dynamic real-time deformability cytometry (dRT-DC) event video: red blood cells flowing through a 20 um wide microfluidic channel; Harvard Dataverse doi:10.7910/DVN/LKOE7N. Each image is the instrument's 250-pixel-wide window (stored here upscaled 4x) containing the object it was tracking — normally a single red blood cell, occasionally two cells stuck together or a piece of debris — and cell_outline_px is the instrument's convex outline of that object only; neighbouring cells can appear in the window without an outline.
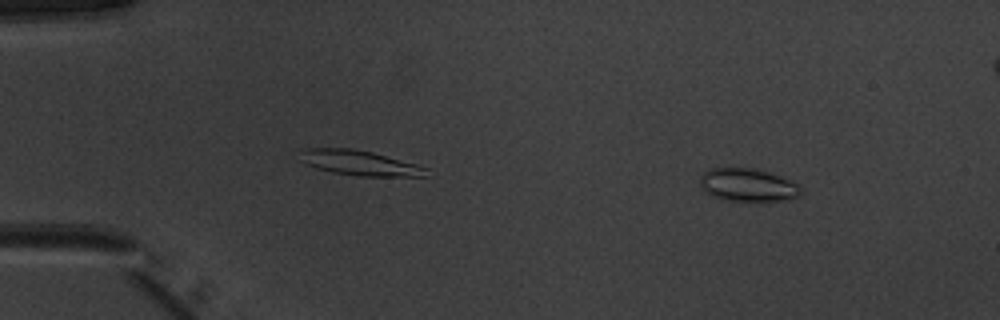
{"species": "common noctule bat (a hibernating species)", "species_latin": "Nyctalus noctula", "temperature_condition": "warm", "stored_images_in_passage": 51, "segment_of_instrument_passage": [1, 2], "camera_frame_rate_fps": 3000, "um_per_image_px": 0.085, "animal": {"sex": "male", "body_mass_g": 20.1, "forearm_length_mm": 53.5}, "frame": {"image": 1, "passage_image": 5, "time_ms": 1.333, "image_size_px": [1000, 320], "cell_outline_px": [[804, 192], [792, 200], [724, 200], [712, 196], [700, 184], [700, 176], [708, 168], [752, 168], [768, 172], [780, 176], [800, 184]], "centroid_in_image_um": [63.62, 15.72], "position_along_channel_um": 21.4, "area_um2": 19.36}}
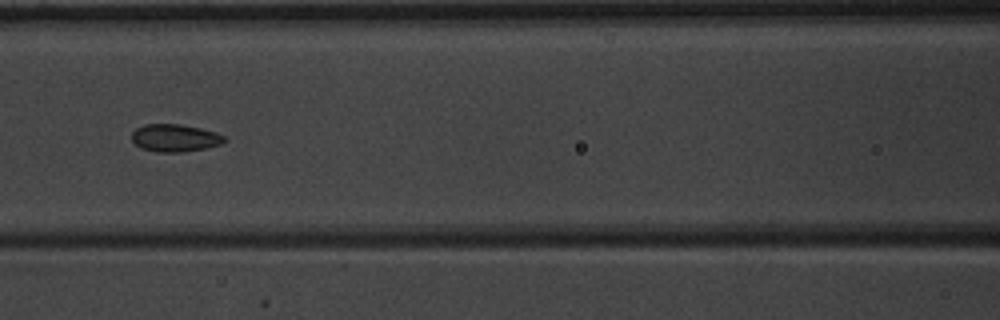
{"frame": {"image": 2, "passage_image": 22, "time_ms": 7.0, "image_size_px": [1000, 320], "cell_outline_px": [[228, 140], [220, 144], [204, 148], [180, 152], [156, 152], [140, 148], [132, 140], [132, 132], [136, 128], [144, 124], [180, 124], [200, 128], [216, 132], [224, 136]], "centroid_in_image_um": [14.85, 11.72], "position_along_channel_um": 151.7, "area_um2": 14.85}}
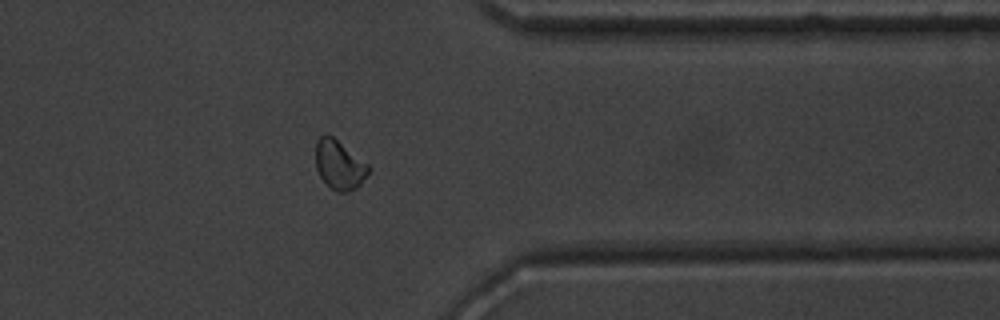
{"frame": {"image": 3, "passage_image": 40, "time_ms": 13.0, "image_size_px": [1000, 320], "cell_outline_px": [[372, 168], [360, 184], [356, 188], [348, 192], [336, 192], [320, 176], [316, 168], [316, 140], [320, 136], [332, 136], [368, 164]], "centroid_in_image_um": [28.85, 14.03], "position_along_channel_um": 382.5, "area_um2": 14.91}}